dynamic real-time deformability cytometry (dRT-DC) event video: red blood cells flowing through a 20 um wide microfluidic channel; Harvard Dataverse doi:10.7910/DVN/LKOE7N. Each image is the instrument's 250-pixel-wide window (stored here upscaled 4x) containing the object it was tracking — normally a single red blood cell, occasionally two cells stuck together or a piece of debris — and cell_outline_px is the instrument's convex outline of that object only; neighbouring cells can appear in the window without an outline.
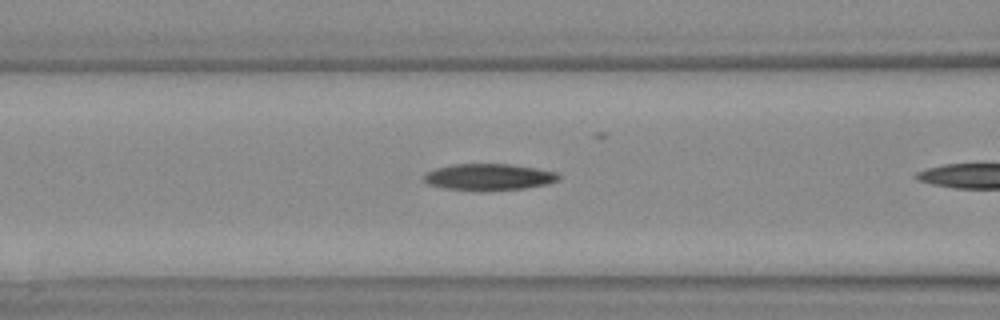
{"species": "Egyptian fruit bat (a non-hibernating species)", "species_latin": "Rousettus aegyptiacus", "temperature_condition": "warm", "stored_images_in_passage": 9, "camera_frame_rate_fps": 3000, "um_per_image_px": 0.085, "animal": {"sex": "female"}, "frame": {"image": 1, "passage_image": 8, "time_ms": 2.333, "image_size_px": [1000, 320], "cell_outline_px": [[560, 180], [548, 184], [524, 188], [444, 188], [428, 184], [424, 180], [424, 176], [428, 172], [436, 168], [452, 164], [508, 164], [536, 168], [556, 172], [560, 176]], "centroid_in_image_um": [41.59, 15.0], "position_along_channel_um": 125.0, "area_um2": 19.88}}